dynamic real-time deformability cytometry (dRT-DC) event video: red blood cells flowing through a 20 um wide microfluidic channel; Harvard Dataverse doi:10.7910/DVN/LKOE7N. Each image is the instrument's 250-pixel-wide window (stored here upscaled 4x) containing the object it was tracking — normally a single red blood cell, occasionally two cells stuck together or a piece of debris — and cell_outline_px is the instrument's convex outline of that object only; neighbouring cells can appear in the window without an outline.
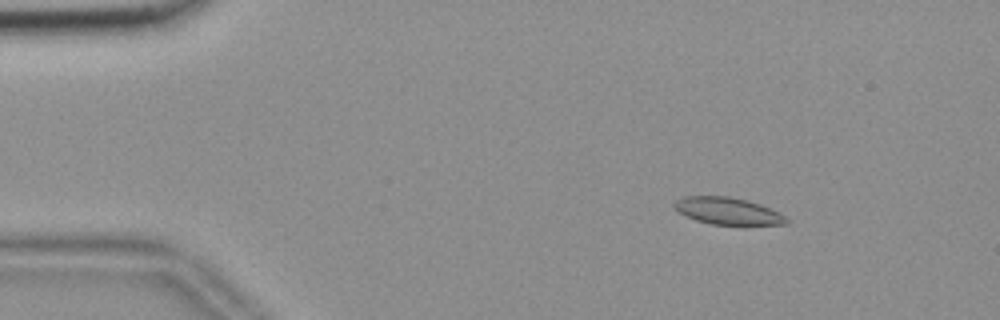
{"species": "common noctule bat (a hibernating species)", "species_latin": "Nyctalus noctula", "temperature_condition": "room temperature", "stored_images_in_passage": 56, "camera_frame_rate_fps": 3000, "um_per_image_px": 0.085, "animal": {"sex": "female", "body_mass_g": 18.4}, "frame": {"image": 1, "passage_image": 8, "time_ms": 2.333, "image_size_px": [1000, 320], "cell_outline_px": [[788, 224], [744, 228], [712, 224], [696, 220], [684, 216], [672, 204], [676, 200], [684, 196], [728, 196], [760, 204], [784, 216], [788, 220]], "centroid_in_image_um": [61.9, 18.0], "position_along_channel_um": 23.1, "area_um2": 18.32}}
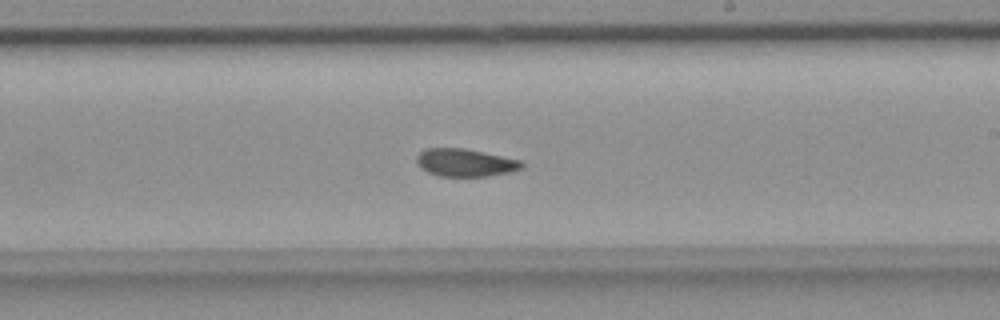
{"frame": {"image": 2, "passage_image": 33, "time_ms": 10.667, "image_size_px": [1000, 320], "cell_outline_px": [[524, 164], [520, 168], [512, 172], [488, 176], [436, 176], [420, 168], [416, 160], [416, 156], [424, 148], [464, 148], [520, 160]], "centroid_in_image_um": [39.5, 13.83], "position_along_channel_um": 249.5, "area_um2": 16.99}}
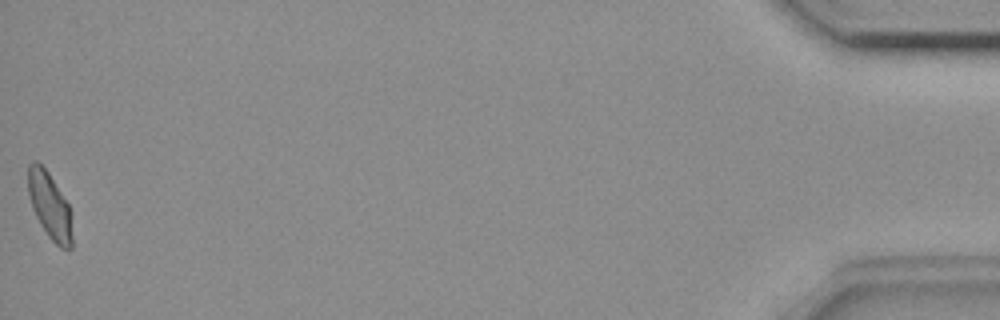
{"frame": {"image": 3, "passage_image": 56, "time_ms": 18.333, "image_size_px": [1000, 320], "cell_outline_px": [[72, 248], [60, 248], [48, 236], [40, 224], [32, 208], [28, 192], [28, 164], [32, 160], [36, 160], [48, 172], [68, 204], [72, 212]], "centroid_in_image_um": [4.23, 17.49], "position_along_channel_um": 431.0, "area_um2": 17.17}, "authors_computed_cell_mechanics": {"area_um2": 17.6001, "velocity_mm_per_s": 3.6462, "shape_relaxation_time_tau1_ms": 5.7308, "shape_relaxation_time_tau2_ms": 2.29, "deformation_change_tau1": 0.1246, "deformation_change_tau2": 0.0633}}